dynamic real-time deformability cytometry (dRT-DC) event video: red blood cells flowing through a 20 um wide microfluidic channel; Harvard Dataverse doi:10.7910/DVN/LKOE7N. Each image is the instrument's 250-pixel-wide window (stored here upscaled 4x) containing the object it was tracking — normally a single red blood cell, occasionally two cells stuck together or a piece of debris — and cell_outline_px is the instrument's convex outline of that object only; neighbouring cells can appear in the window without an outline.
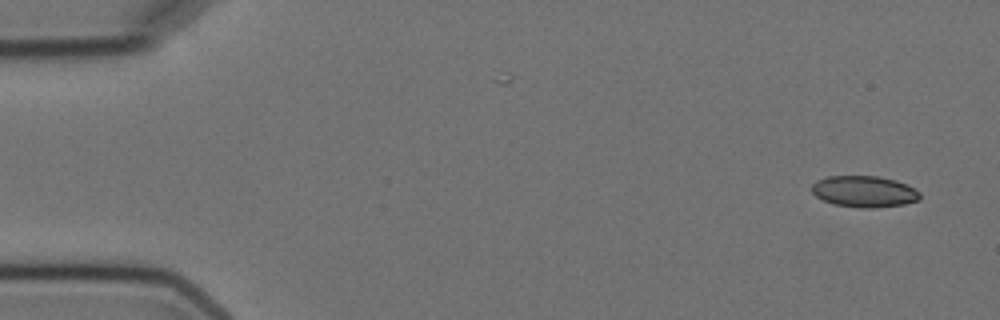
{"species": "Egyptian fruit bat (a non-hibernating species)", "species_latin": "Rousettus aegyptiacus", "temperature_condition": "cold", "stored_images_in_passage": 7, "camera_frame_rate_fps": 3000, "um_per_image_px": 0.085, "animal": {"sex": "female"}, "frame": {"image": 1, "passage_image": 1, "time_ms": 0.0, "image_size_px": [1000, 320], "cell_outline_px": [[920, 200], [904, 204], [872, 208], [860, 208], [832, 204], [816, 196], [812, 192], [812, 184], [816, 180], [828, 176], [880, 176], [896, 180], [920, 192]], "centroid_in_image_um": [73.44, 16.28], "position_along_channel_um": 11.6, "area_um2": 19.77}}
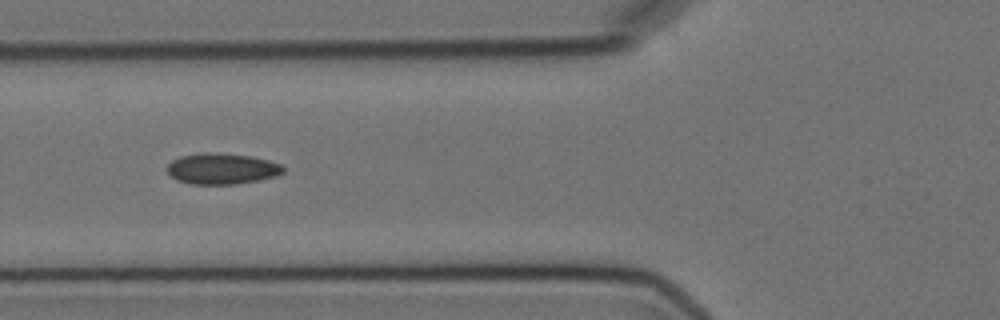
{"frame": {"image": 2, "passage_image": 6, "time_ms": 6.0, "image_size_px": [1000, 320], "cell_outline_px": [[284, 172], [276, 176], [236, 184], [192, 184], [176, 180], [168, 172], [168, 164], [172, 160], [180, 156], [204, 152], [216, 152], [252, 156], [268, 160], [280, 164], [284, 168]], "centroid_in_image_um": [18.85, 14.33], "position_along_channel_um": 106.9, "area_um2": 20.92}}
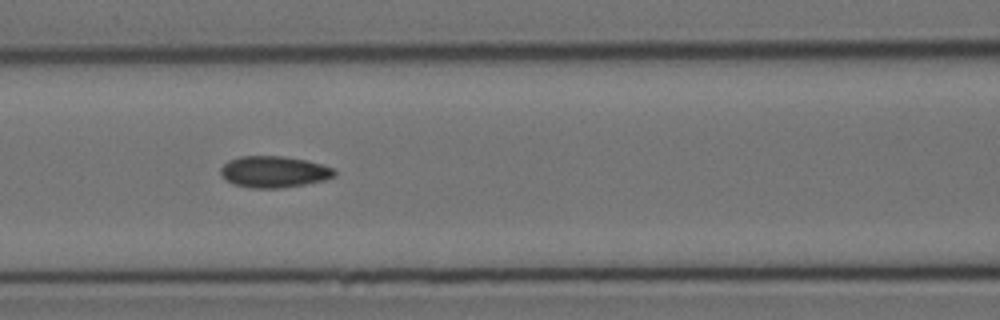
{"frame": {"image": 3, "passage_image": 7, "time_ms": 7.0, "image_size_px": [1000, 320], "cell_outline_px": [[336, 176], [324, 180], [304, 184], [280, 188], [252, 188], [232, 184], [220, 172], [220, 168], [228, 160], [240, 156], [284, 156], [308, 160], [332, 168], [336, 172]], "centroid_in_image_um": [23.28, 14.59], "position_along_channel_um": 143.3, "area_um2": 20.81}}